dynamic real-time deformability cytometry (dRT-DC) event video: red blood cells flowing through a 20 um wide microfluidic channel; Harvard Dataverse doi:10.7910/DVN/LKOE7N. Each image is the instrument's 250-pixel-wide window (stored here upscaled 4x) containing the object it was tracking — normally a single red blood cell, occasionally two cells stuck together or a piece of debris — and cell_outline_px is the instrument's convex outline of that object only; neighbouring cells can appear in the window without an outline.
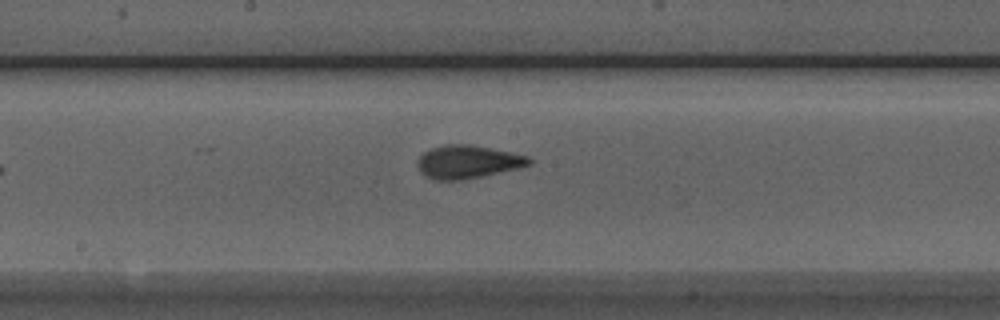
{"species": "Egyptian fruit bat (a non-hibernating species)", "species_latin": "Rousettus aegyptiacus", "temperature_condition": "room temperature", "stored_images_in_passage": 6, "camera_frame_rate_fps": 3000, "um_per_image_px": 0.085, "animal": {"sex": "male"}, "frame": {"image": 1, "passage_image": 6, "time_ms": 6.0, "image_size_px": [1000, 320], "cell_outline_px": [[532, 164], [520, 168], [460, 180], [436, 180], [420, 172], [416, 164], [420, 156], [424, 152], [432, 148], [444, 144], [468, 144], [528, 156], [532, 160]], "centroid_in_image_um": [39.74, 13.76], "position_along_channel_um": 208.5, "area_um2": 21.27}}